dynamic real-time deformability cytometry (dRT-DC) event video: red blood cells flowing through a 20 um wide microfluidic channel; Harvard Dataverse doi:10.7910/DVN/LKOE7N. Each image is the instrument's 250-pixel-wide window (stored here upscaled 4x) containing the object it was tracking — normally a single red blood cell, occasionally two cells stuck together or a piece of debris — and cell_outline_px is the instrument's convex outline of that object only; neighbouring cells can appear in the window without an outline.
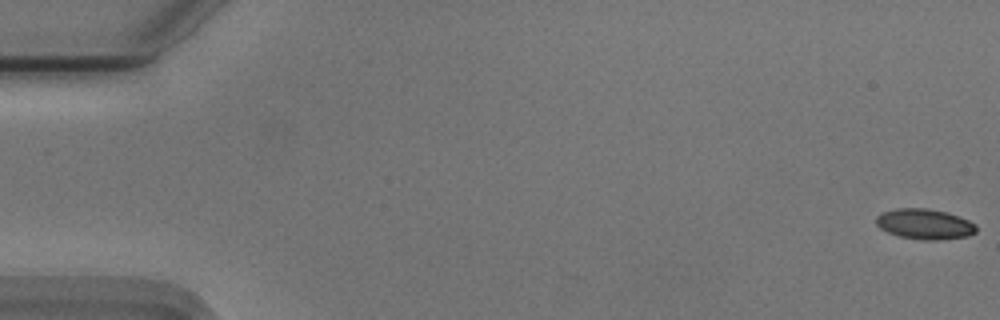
{"species": "Egyptian fruit bat (a non-hibernating species)", "species_latin": "Rousettus aegyptiacus", "temperature_condition": "cold", "stored_images_in_passage": 56, "camera_frame_rate_fps": 3000, "um_per_image_px": 0.085, "animal": {"sex": "male"}, "frame": {"image": 1, "passage_image": 1, "time_ms": 0.0, "image_size_px": [1000, 320], "cell_outline_px": [[976, 232], [968, 236], [936, 240], [924, 240], [900, 236], [888, 232], [880, 228], [876, 224], [876, 216], [880, 212], [896, 208], [928, 208], [948, 212], [960, 216], [976, 224]], "centroid_in_image_um": [78.59, 19.03], "position_along_channel_um": 6.4, "area_um2": 17.86}}
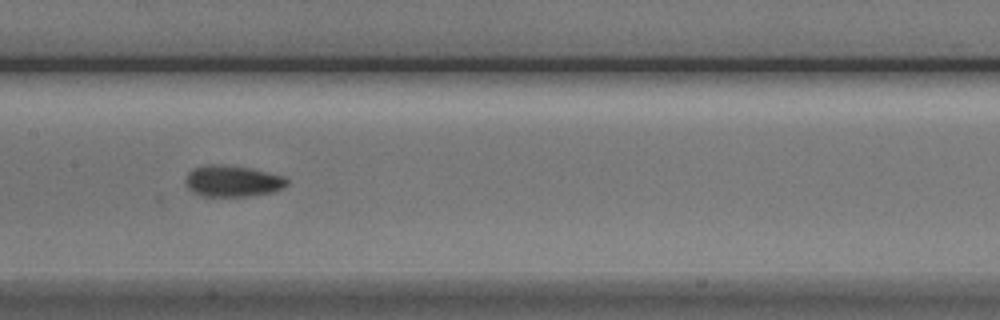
{"frame": {"image": 2, "passage_image": 28, "time_ms": 9.0, "image_size_px": [1000, 320], "cell_outline_px": [[288, 184], [284, 188], [272, 192], [248, 196], [200, 196], [192, 192], [184, 184], [184, 180], [188, 172], [192, 168], [208, 164], [220, 164], [252, 168], [284, 176], [288, 180]], "centroid_in_image_um": [19.74, 15.39], "position_along_channel_um": 187.7, "area_um2": 18.84}}
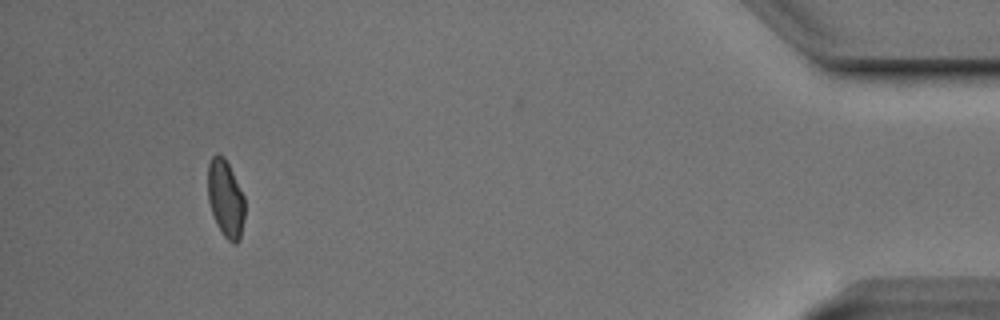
{"frame": {"image": 3, "passage_image": 52, "time_ms": 17.0, "image_size_px": [1000, 320], "cell_outline_px": [[244, 216], [240, 240], [236, 244], [232, 244], [224, 236], [212, 212], [208, 200], [208, 164], [212, 156], [216, 152], [224, 156], [244, 196]], "centroid_in_image_um": [19.17, 16.86], "position_along_channel_um": 416.0, "area_um2": 16.47}, "authors_computed_cell_mechanics": {"area_um2": 17.918, "velocity_mm_per_s": 3.7272, "shape_relaxation_time_tau1_ms": 6.1984, "shape_relaxation_time_tau2_ms": 2.5934, "deformation_change_tau1": 0.1403, "deformation_change_tau2": 0.0739}}